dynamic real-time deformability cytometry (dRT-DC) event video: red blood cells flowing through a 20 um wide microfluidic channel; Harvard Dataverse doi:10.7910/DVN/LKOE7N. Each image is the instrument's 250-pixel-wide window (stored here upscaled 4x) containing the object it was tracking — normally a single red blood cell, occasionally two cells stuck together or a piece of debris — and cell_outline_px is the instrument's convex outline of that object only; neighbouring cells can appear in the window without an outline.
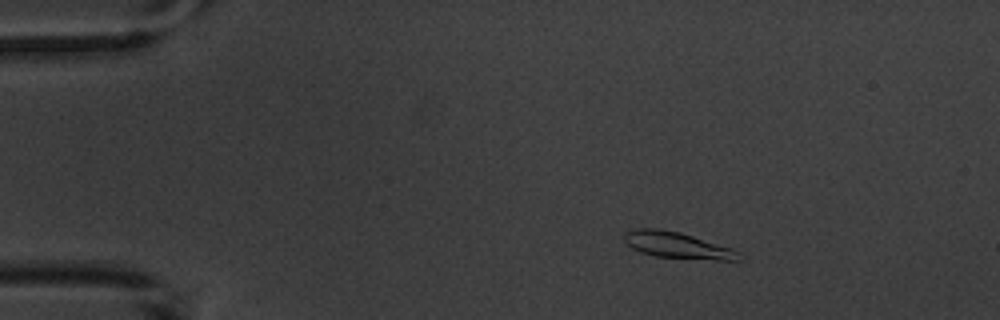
{"species": "common noctule bat (a hibernating species)", "species_latin": "Nyctalus noctula", "temperature_condition": "warm", "stored_images_in_passage": 6, "camera_frame_rate_fps": 3000, "um_per_image_px": 0.085, "animal": {"sex": "male", "body_mass_g": 20.1, "forearm_length_mm": 53.5}, "frame": {"image": 1, "passage_image": 3, "time_ms": 2.667, "image_size_px": [1000, 320], "cell_outline_px": [[744, 260], [716, 260], [656, 256], [640, 252], [624, 244], [624, 232], [636, 228], [660, 228], [680, 232], [732, 248], [740, 252], [744, 256]], "centroid_in_image_um": [57.58, 20.84], "position_along_channel_um": 27.4, "area_um2": 17.8}}
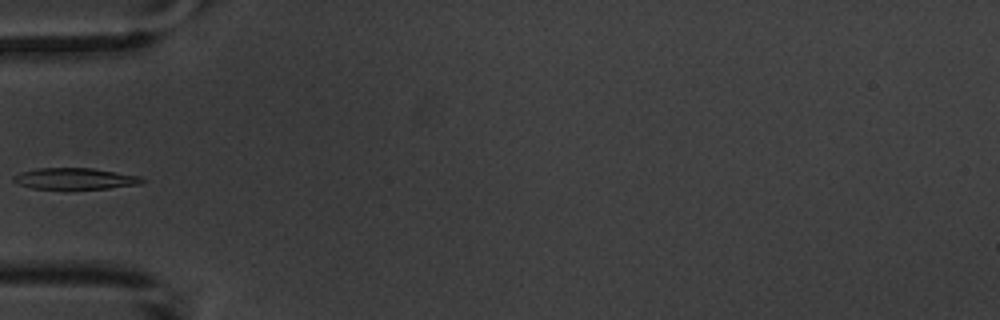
{"frame": {"image": 2, "passage_image": 5, "time_ms": 6.0, "image_size_px": [1000, 320], "cell_outline_px": [[148, 180], [140, 184], [108, 188], [32, 188], [20, 184], [12, 180], [12, 176], [20, 172], [36, 168], [92, 168], [140, 176]], "centroid_in_image_um": [6.39, 15.17], "position_along_channel_um": 78.6, "area_um2": 15.78}}
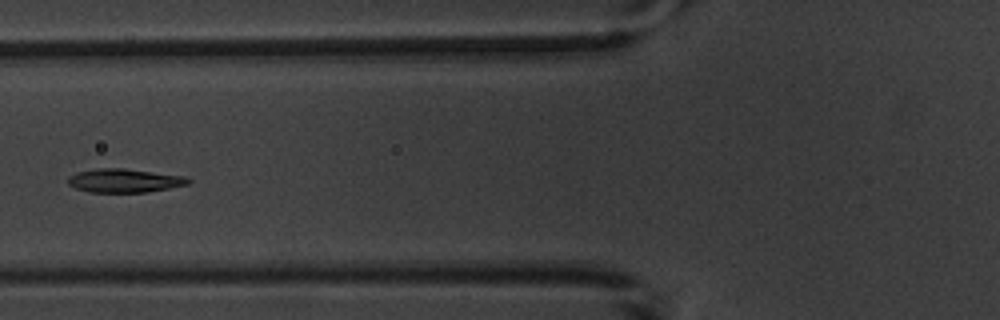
{"frame": {"image": 3, "passage_image": 6, "time_ms": 7.0, "image_size_px": [1000, 320], "cell_outline_px": [[192, 180], [188, 184], [148, 192], [88, 192], [76, 188], [68, 184], [68, 176], [76, 172], [96, 168], [124, 168], [184, 176]], "centroid_in_image_um": [10.54, 15.34], "position_along_channel_um": 115.3, "area_um2": 16.59}}